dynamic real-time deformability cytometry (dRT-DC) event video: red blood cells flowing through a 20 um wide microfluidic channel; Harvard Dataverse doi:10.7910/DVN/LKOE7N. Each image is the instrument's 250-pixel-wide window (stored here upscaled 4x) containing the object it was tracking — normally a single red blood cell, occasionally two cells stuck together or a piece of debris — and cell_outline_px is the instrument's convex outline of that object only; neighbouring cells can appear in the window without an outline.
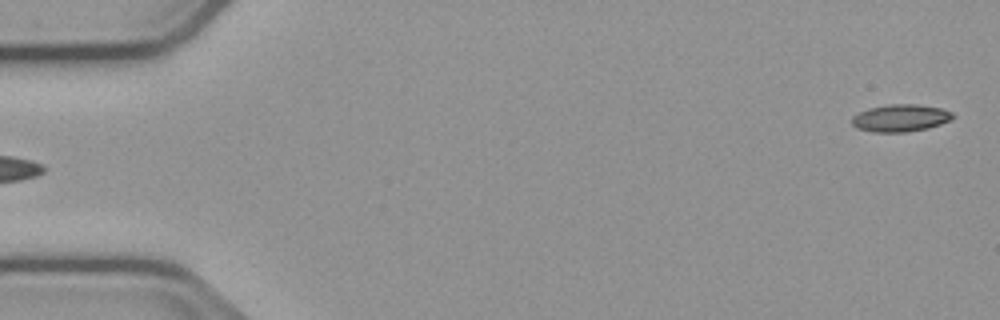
{"species": "common noctule bat (a hibernating species)", "species_latin": "Nyctalus noctula", "temperature_condition": "cold", "stored_images_in_passage": 54, "camera_frame_rate_fps": 3000, "um_per_image_px": 0.085, "animal": {"sex": "male", "body_mass_g": 23.1, "forearm_length_mm": 52.7}, "frame": {"image": 1, "passage_image": 1, "time_ms": 0.0, "image_size_px": [1000, 320], "cell_outline_px": [[956, 116], [952, 120], [928, 128], [904, 132], [872, 132], [856, 128], [852, 124], [852, 116], [868, 108], [892, 104], [916, 104], [940, 108], [952, 112]], "centroid_in_image_um": [76.55, 10.03], "position_along_channel_um": 8.4, "area_um2": 16.07}}
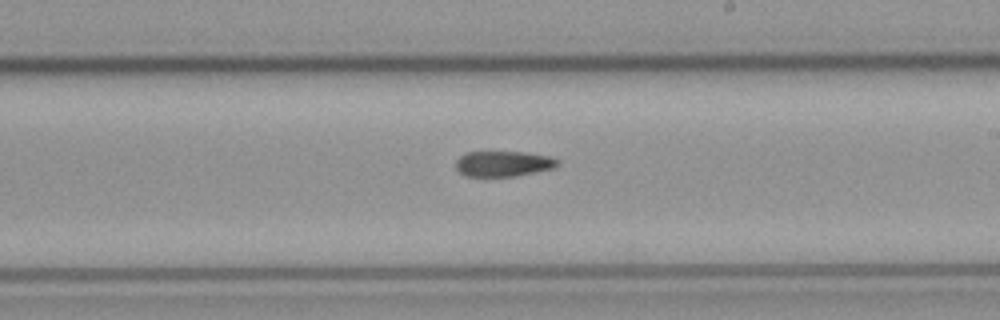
{"frame": {"image": 2, "passage_image": 31, "time_ms": 10.0, "image_size_px": [1000, 320], "cell_outline_px": [[560, 160], [552, 168], [516, 176], [468, 176], [460, 172], [456, 168], [456, 160], [464, 152], [524, 152], [548, 156]], "centroid_in_image_um": [42.74, 13.91], "position_along_channel_um": 246.3, "area_um2": 14.91}}
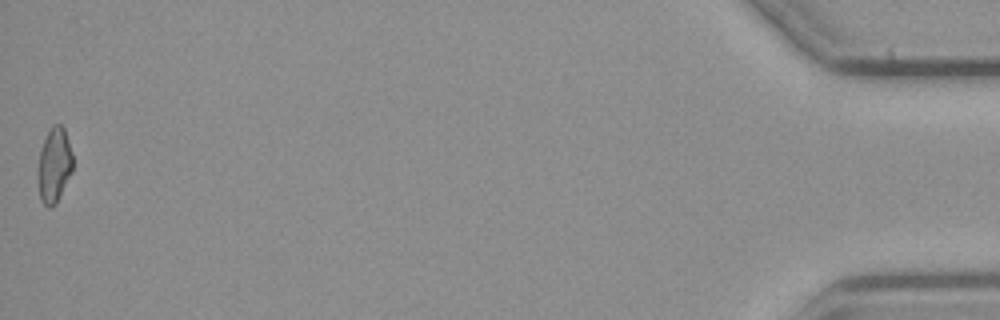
{"frame": {"image": 3, "passage_image": 54, "time_ms": 17.667, "image_size_px": [1000, 320], "cell_outline_px": [[72, 172], [56, 204], [52, 208], [48, 208], [40, 200], [40, 148], [52, 124], [60, 124], [64, 128], [72, 156]], "centroid_in_image_um": [4.63, 14.05], "position_along_channel_um": 430.6, "area_um2": 14.68}}